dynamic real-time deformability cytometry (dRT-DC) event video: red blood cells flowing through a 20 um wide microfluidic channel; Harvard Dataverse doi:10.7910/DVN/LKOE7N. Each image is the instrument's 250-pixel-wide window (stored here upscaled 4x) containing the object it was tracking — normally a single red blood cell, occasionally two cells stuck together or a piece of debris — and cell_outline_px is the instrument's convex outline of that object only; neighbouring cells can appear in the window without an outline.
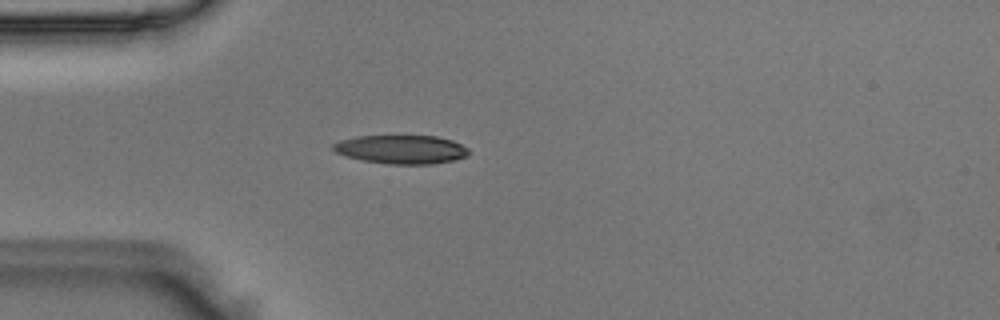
{"species": "Egyptian fruit bat (a non-hibernating species)", "species_latin": "Rousettus aegyptiacus", "temperature_condition": "room temperature", "stored_images_in_passage": 40, "camera_frame_rate_fps": 3000, "um_per_image_px": 0.085, "animal": {"sex": "male"}, "frame": {"image": 1, "passage_image": 4, "time_ms": 1.0, "image_size_px": [1000, 320], "cell_outline_px": [[468, 156], [452, 160], [432, 164], [388, 164], [364, 160], [348, 156], [336, 152], [332, 148], [332, 144], [340, 140], [356, 136], [436, 136], [452, 140], [468, 148]], "centroid_in_image_um": [34.11, 12.69], "position_along_channel_um": 50.9, "area_um2": 22.48}}
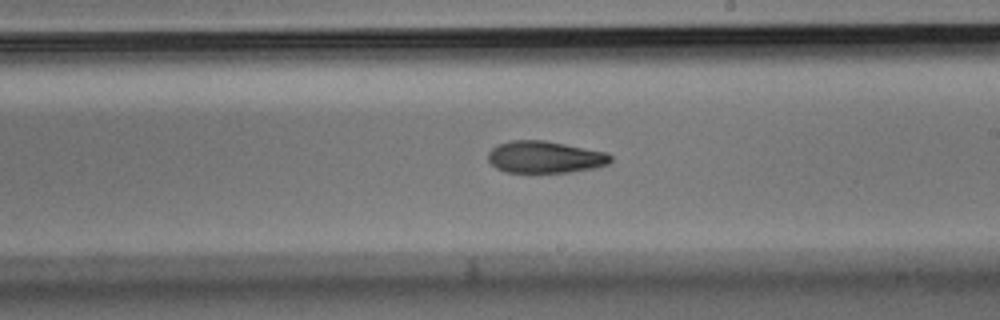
{"frame": {"image": 2, "passage_image": 19, "time_ms": 6.0, "image_size_px": [1000, 320], "cell_outline_px": [[612, 160], [608, 164], [596, 168], [568, 172], [504, 172], [496, 168], [488, 160], [488, 152], [492, 148], [500, 144], [512, 140], [544, 140], [608, 152], [612, 156]], "centroid_in_image_um": [46.35, 13.35], "position_along_channel_um": 242.7, "area_um2": 22.89}}
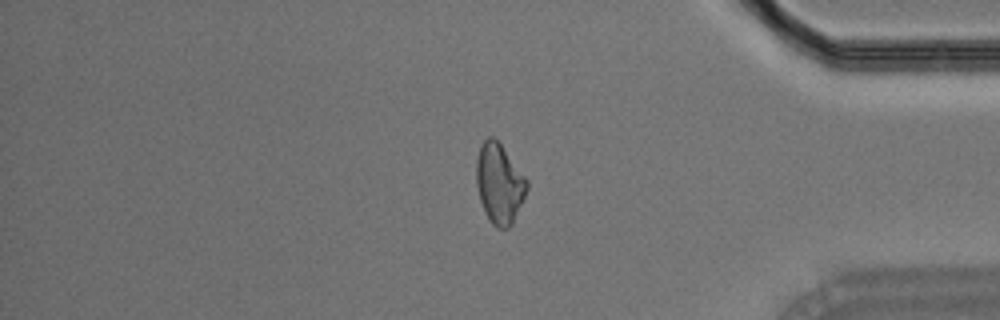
{"frame": {"image": 3, "passage_image": 32, "time_ms": 10.333, "image_size_px": [1000, 320], "cell_outline_px": [[528, 188], [512, 224], [508, 228], [496, 228], [492, 224], [480, 200], [476, 184], [476, 160], [480, 144], [488, 136], [492, 136], [500, 144], [528, 180]], "centroid_in_image_um": [42.43, 15.59], "position_along_channel_um": 392.8, "area_um2": 23.29}}